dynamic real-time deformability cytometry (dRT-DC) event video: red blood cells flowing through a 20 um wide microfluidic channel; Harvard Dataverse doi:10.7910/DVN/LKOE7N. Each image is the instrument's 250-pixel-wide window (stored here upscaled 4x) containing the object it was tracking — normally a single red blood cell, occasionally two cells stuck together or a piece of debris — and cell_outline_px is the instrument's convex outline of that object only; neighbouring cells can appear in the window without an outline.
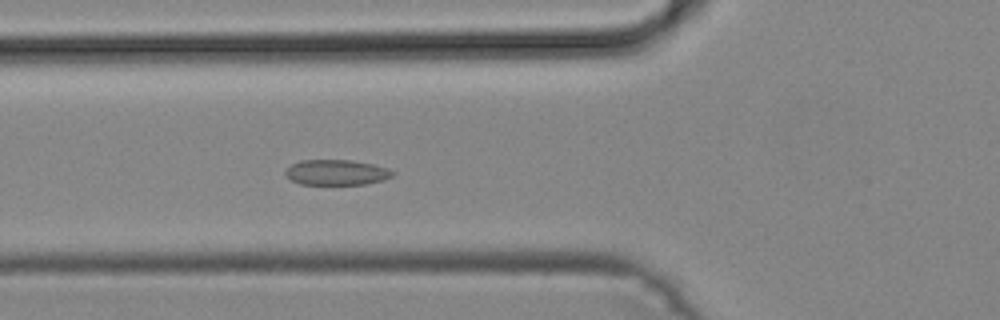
{"species": "common noctule bat (a hibernating species)", "species_latin": "Nyctalus noctula", "temperature_condition": "cold", "stored_images_in_passage": 49, "camera_frame_rate_fps": 3000, "um_per_image_px": 0.085, "animal": {"sex": "male", "body_mass_g": 19.2, "forearm_length_mm": 51.8}, "frame": {"image": 1, "passage_image": 18, "time_ms": 5.667, "image_size_px": [1000, 320], "cell_outline_px": [[396, 172], [392, 176], [384, 180], [364, 184], [300, 184], [292, 180], [284, 172], [292, 164], [300, 160], [352, 160], [372, 164], [388, 168]], "centroid_in_image_um": [28.63, 14.65], "position_along_channel_um": 97.2, "area_um2": 15.78}}
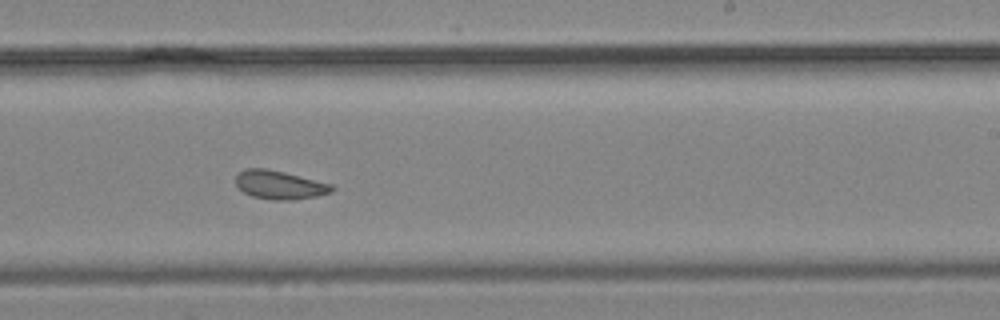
{"frame": {"image": 2, "passage_image": 30, "time_ms": 9.667, "image_size_px": [1000, 320], "cell_outline_px": [[336, 188], [332, 192], [316, 196], [292, 200], [272, 200], [252, 196], [244, 192], [236, 184], [236, 176], [244, 168], [268, 168], [332, 184]], "centroid_in_image_um": [23.78, 15.71], "position_along_channel_um": 265.2, "area_um2": 16.01}}
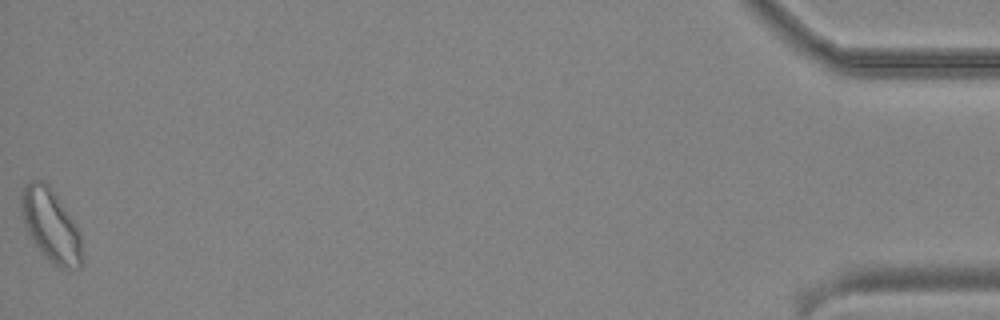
{"frame": {"image": 3, "passage_image": 49, "time_ms": 16.0, "image_size_px": [1000, 320], "cell_outline_px": [[84, 260], [80, 268], [60, 268], [36, 244], [28, 232], [24, 224], [20, 208], [20, 196], [24, 184], [32, 180], [44, 180], [52, 188], [76, 224], [80, 232]], "centroid_in_image_um": [4.34, 19.11], "position_along_channel_um": 430.9, "area_um2": 25.66}}